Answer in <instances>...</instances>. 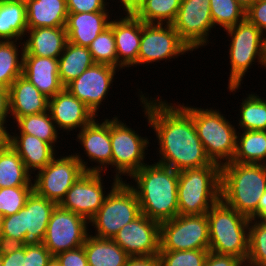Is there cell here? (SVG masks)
Masks as SVG:
<instances>
[{
  "label": "cell",
  "instance_id": "cell-39",
  "mask_svg": "<svg viewBox=\"0 0 266 266\" xmlns=\"http://www.w3.org/2000/svg\"><path fill=\"white\" fill-rule=\"evenodd\" d=\"M88 49L95 63L108 64L117 68L115 37L110 26L91 42Z\"/></svg>",
  "mask_w": 266,
  "mask_h": 266
},
{
  "label": "cell",
  "instance_id": "cell-11",
  "mask_svg": "<svg viewBox=\"0 0 266 266\" xmlns=\"http://www.w3.org/2000/svg\"><path fill=\"white\" fill-rule=\"evenodd\" d=\"M209 249L207 214L177 215L160 223V251Z\"/></svg>",
  "mask_w": 266,
  "mask_h": 266
},
{
  "label": "cell",
  "instance_id": "cell-53",
  "mask_svg": "<svg viewBox=\"0 0 266 266\" xmlns=\"http://www.w3.org/2000/svg\"><path fill=\"white\" fill-rule=\"evenodd\" d=\"M47 266H61L58 260L55 257L48 262Z\"/></svg>",
  "mask_w": 266,
  "mask_h": 266
},
{
  "label": "cell",
  "instance_id": "cell-32",
  "mask_svg": "<svg viewBox=\"0 0 266 266\" xmlns=\"http://www.w3.org/2000/svg\"><path fill=\"white\" fill-rule=\"evenodd\" d=\"M181 0H139L130 11L144 23L172 24Z\"/></svg>",
  "mask_w": 266,
  "mask_h": 266
},
{
  "label": "cell",
  "instance_id": "cell-25",
  "mask_svg": "<svg viewBox=\"0 0 266 266\" xmlns=\"http://www.w3.org/2000/svg\"><path fill=\"white\" fill-rule=\"evenodd\" d=\"M29 39L24 41L23 56L58 59L68 42L65 27H38L28 29Z\"/></svg>",
  "mask_w": 266,
  "mask_h": 266
},
{
  "label": "cell",
  "instance_id": "cell-55",
  "mask_svg": "<svg viewBox=\"0 0 266 266\" xmlns=\"http://www.w3.org/2000/svg\"><path fill=\"white\" fill-rule=\"evenodd\" d=\"M1 223H2V216L0 214V232H1Z\"/></svg>",
  "mask_w": 266,
  "mask_h": 266
},
{
  "label": "cell",
  "instance_id": "cell-2",
  "mask_svg": "<svg viewBox=\"0 0 266 266\" xmlns=\"http://www.w3.org/2000/svg\"><path fill=\"white\" fill-rule=\"evenodd\" d=\"M131 178L137 185L135 191L141 213L151 220L162 223L179 215V172L162 164L144 165Z\"/></svg>",
  "mask_w": 266,
  "mask_h": 266
},
{
  "label": "cell",
  "instance_id": "cell-15",
  "mask_svg": "<svg viewBox=\"0 0 266 266\" xmlns=\"http://www.w3.org/2000/svg\"><path fill=\"white\" fill-rule=\"evenodd\" d=\"M172 25L191 51L206 45L209 32L214 28L210 0H181Z\"/></svg>",
  "mask_w": 266,
  "mask_h": 266
},
{
  "label": "cell",
  "instance_id": "cell-27",
  "mask_svg": "<svg viewBox=\"0 0 266 266\" xmlns=\"http://www.w3.org/2000/svg\"><path fill=\"white\" fill-rule=\"evenodd\" d=\"M27 28L65 27L66 0H26Z\"/></svg>",
  "mask_w": 266,
  "mask_h": 266
},
{
  "label": "cell",
  "instance_id": "cell-51",
  "mask_svg": "<svg viewBox=\"0 0 266 266\" xmlns=\"http://www.w3.org/2000/svg\"><path fill=\"white\" fill-rule=\"evenodd\" d=\"M120 2L125 10H130L138 2V0H120Z\"/></svg>",
  "mask_w": 266,
  "mask_h": 266
},
{
  "label": "cell",
  "instance_id": "cell-49",
  "mask_svg": "<svg viewBox=\"0 0 266 266\" xmlns=\"http://www.w3.org/2000/svg\"><path fill=\"white\" fill-rule=\"evenodd\" d=\"M125 266H161L159 255L129 257Z\"/></svg>",
  "mask_w": 266,
  "mask_h": 266
},
{
  "label": "cell",
  "instance_id": "cell-37",
  "mask_svg": "<svg viewBox=\"0 0 266 266\" xmlns=\"http://www.w3.org/2000/svg\"><path fill=\"white\" fill-rule=\"evenodd\" d=\"M210 12L214 27L225 29L246 18V10L236 0H210Z\"/></svg>",
  "mask_w": 266,
  "mask_h": 266
},
{
  "label": "cell",
  "instance_id": "cell-28",
  "mask_svg": "<svg viewBox=\"0 0 266 266\" xmlns=\"http://www.w3.org/2000/svg\"><path fill=\"white\" fill-rule=\"evenodd\" d=\"M83 246L88 266H125L129 258L126 252L109 238L88 234Z\"/></svg>",
  "mask_w": 266,
  "mask_h": 266
},
{
  "label": "cell",
  "instance_id": "cell-29",
  "mask_svg": "<svg viewBox=\"0 0 266 266\" xmlns=\"http://www.w3.org/2000/svg\"><path fill=\"white\" fill-rule=\"evenodd\" d=\"M26 2L0 1V41H17L27 35Z\"/></svg>",
  "mask_w": 266,
  "mask_h": 266
},
{
  "label": "cell",
  "instance_id": "cell-40",
  "mask_svg": "<svg viewBox=\"0 0 266 266\" xmlns=\"http://www.w3.org/2000/svg\"><path fill=\"white\" fill-rule=\"evenodd\" d=\"M33 186L0 188V214L6 217L17 213L25 206Z\"/></svg>",
  "mask_w": 266,
  "mask_h": 266
},
{
  "label": "cell",
  "instance_id": "cell-7",
  "mask_svg": "<svg viewBox=\"0 0 266 266\" xmlns=\"http://www.w3.org/2000/svg\"><path fill=\"white\" fill-rule=\"evenodd\" d=\"M183 107L192 115L198 137L210 161L220 166L231 162L236 151L237 132L230 121L212 108Z\"/></svg>",
  "mask_w": 266,
  "mask_h": 266
},
{
  "label": "cell",
  "instance_id": "cell-5",
  "mask_svg": "<svg viewBox=\"0 0 266 266\" xmlns=\"http://www.w3.org/2000/svg\"><path fill=\"white\" fill-rule=\"evenodd\" d=\"M57 204L34 191L17 213L2 217L0 245L23 246L41 244L47 225Z\"/></svg>",
  "mask_w": 266,
  "mask_h": 266
},
{
  "label": "cell",
  "instance_id": "cell-1",
  "mask_svg": "<svg viewBox=\"0 0 266 266\" xmlns=\"http://www.w3.org/2000/svg\"><path fill=\"white\" fill-rule=\"evenodd\" d=\"M140 97L149 126L154 129L159 141L161 159L157 163L178 172L203 166H220L207 157L192 115L183 105L172 106L159 98L151 101L144 95Z\"/></svg>",
  "mask_w": 266,
  "mask_h": 266
},
{
  "label": "cell",
  "instance_id": "cell-46",
  "mask_svg": "<svg viewBox=\"0 0 266 266\" xmlns=\"http://www.w3.org/2000/svg\"><path fill=\"white\" fill-rule=\"evenodd\" d=\"M246 18L264 33L266 31V0H257L246 10Z\"/></svg>",
  "mask_w": 266,
  "mask_h": 266
},
{
  "label": "cell",
  "instance_id": "cell-47",
  "mask_svg": "<svg viewBox=\"0 0 266 266\" xmlns=\"http://www.w3.org/2000/svg\"><path fill=\"white\" fill-rule=\"evenodd\" d=\"M244 262L231 255H220L209 251L203 266H244Z\"/></svg>",
  "mask_w": 266,
  "mask_h": 266
},
{
  "label": "cell",
  "instance_id": "cell-19",
  "mask_svg": "<svg viewBox=\"0 0 266 266\" xmlns=\"http://www.w3.org/2000/svg\"><path fill=\"white\" fill-rule=\"evenodd\" d=\"M48 111L57 127L67 131L82 129L97 117L66 88L49 99Z\"/></svg>",
  "mask_w": 266,
  "mask_h": 266
},
{
  "label": "cell",
  "instance_id": "cell-22",
  "mask_svg": "<svg viewBox=\"0 0 266 266\" xmlns=\"http://www.w3.org/2000/svg\"><path fill=\"white\" fill-rule=\"evenodd\" d=\"M22 76L49 99L65 88L59 77L58 59L51 57L23 56Z\"/></svg>",
  "mask_w": 266,
  "mask_h": 266
},
{
  "label": "cell",
  "instance_id": "cell-33",
  "mask_svg": "<svg viewBox=\"0 0 266 266\" xmlns=\"http://www.w3.org/2000/svg\"><path fill=\"white\" fill-rule=\"evenodd\" d=\"M236 135V151L231 162L266 164V137L264 131H244ZM240 137V138H239Z\"/></svg>",
  "mask_w": 266,
  "mask_h": 266
},
{
  "label": "cell",
  "instance_id": "cell-54",
  "mask_svg": "<svg viewBox=\"0 0 266 266\" xmlns=\"http://www.w3.org/2000/svg\"><path fill=\"white\" fill-rule=\"evenodd\" d=\"M6 143V135L0 130V145H4Z\"/></svg>",
  "mask_w": 266,
  "mask_h": 266
},
{
  "label": "cell",
  "instance_id": "cell-21",
  "mask_svg": "<svg viewBox=\"0 0 266 266\" xmlns=\"http://www.w3.org/2000/svg\"><path fill=\"white\" fill-rule=\"evenodd\" d=\"M95 120L94 118L80 130L77 139H79L89 159L100 164L97 167L90 168V172L101 173L105 172L106 168L104 167L111 165L110 120L105 119L101 124Z\"/></svg>",
  "mask_w": 266,
  "mask_h": 266
},
{
  "label": "cell",
  "instance_id": "cell-38",
  "mask_svg": "<svg viewBox=\"0 0 266 266\" xmlns=\"http://www.w3.org/2000/svg\"><path fill=\"white\" fill-rule=\"evenodd\" d=\"M246 263L247 264H245V266H266V221L265 220L257 221V219H250L249 252L246 259Z\"/></svg>",
  "mask_w": 266,
  "mask_h": 266
},
{
  "label": "cell",
  "instance_id": "cell-26",
  "mask_svg": "<svg viewBox=\"0 0 266 266\" xmlns=\"http://www.w3.org/2000/svg\"><path fill=\"white\" fill-rule=\"evenodd\" d=\"M6 142L20 156L29 172L43 169L56 155L49 143L26 133L19 136L7 133Z\"/></svg>",
  "mask_w": 266,
  "mask_h": 266
},
{
  "label": "cell",
  "instance_id": "cell-13",
  "mask_svg": "<svg viewBox=\"0 0 266 266\" xmlns=\"http://www.w3.org/2000/svg\"><path fill=\"white\" fill-rule=\"evenodd\" d=\"M87 223L85 217L57 205L51 214L42 243L53 257L79 248L84 245L89 234Z\"/></svg>",
  "mask_w": 266,
  "mask_h": 266
},
{
  "label": "cell",
  "instance_id": "cell-24",
  "mask_svg": "<svg viewBox=\"0 0 266 266\" xmlns=\"http://www.w3.org/2000/svg\"><path fill=\"white\" fill-rule=\"evenodd\" d=\"M108 15L107 11L68 13L65 25L68 42L89 47L91 42L109 27Z\"/></svg>",
  "mask_w": 266,
  "mask_h": 266
},
{
  "label": "cell",
  "instance_id": "cell-41",
  "mask_svg": "<svg viewBox=\"0 0 266 266\" xmlns=\"http://www.w3.org/2000/svg\"><path fill=\"white\" fill-rule=\"evenodd\" d=\"M209 249L159 251L161 266H203Z\"/></svg>",
  "mask_w": 266,
  "mask_h": 266
},
{
  "label": "cell",
  "instance_id": "cell-42",
  "mask_svg": "<svg viewBox=\"0 0 266 266\" xmlns=\"http://www.w3.org/2000/svg\"><path fill=\"white\" fill-rule=\"evenodd\" d=\"M52 257L53 256L43 243L25 246L23 266H47Z\"/></svg>",
  "mask_w": 266,
  "mask_h": 266
},
{
  "label": "cell",
  "instance_id": "cell-34",
  "mask_svg": "<svg viewBox=\"0 0 266 266\" xmlns=\"http://www.w3.org/2000/svg\"><path fill=\"white\" fill-rule=\"evenodd\" d=\"M14 42L17 41H0V87L5 89H9L23 71L24 43H21L23 49L19 60V50Z\"/></svg>",
  "mask_w": 266,
  "mask_h": 266
},
{
  "label": "cell",
  "instance_id": "cell-45",
  "mask_svg": "<svg viewBox=\"0 0 266 266\" xmlns=\"http://www.w3.org/2000/svg\"><path fill=\"white\" fill-rule=\"evenodd\" d=\"M55 258L61 266H88L84 246L59 253Z\"/></svg>",
  "mask_w": 266,
  "mask_h": 266
},
{
  "label": "cell",
  "instance_id": "cell-50",
  "mask_svg": "<svg viewBox=\"0 0 266 266\" xmlns=\"http://www.w3.org/2000/svg\"><path fill=\"white\" fill-rule=\"evenodd\" d=\"M257 219L266 221V191L263 193L258 203Z\"/></svg>",
  "mask_w": 266,
  "mask_h": 266
},
{
  "label": "cell",
  "instance_id": "cell-14",
  "mask_svg": "<svg viewBox=\"0 0 266 266\" xmlns=\"http://www.w3.org/2000/svg\"><path fill=\"white\" fill-rule=\"evenodd\" d=\"M144 23L141 21V41L137 64H148L171 59L190 48L181 40L172 24Z\"/></svg>",
  "mask_w": 266,
  "mask_h": 266
},
{
  "label": "cell",
  "instance_id": "cell-4",
  "mask_svg": "<svg viewBox=\"0 0 266 266\" xmlns=\"http://www.w3.org/2000/svg\"><path fill=\"white\" fill-rule=\"evenodd\" d=\"M206 214L209 222V251L235 256L246 264L250 219L221 199Z\"/></svg>",
  "mask_w": 266,
  "mask_h": 266
},
{
  "label": "cell",
  "instance_id": "cell-20",
  "mask_svg": "<svg viewBox=\"0 0 266 266\" xmlns=\"http://www.w3.org/2000/svg\"><path fill=\"white\" fill-rule=\"evenodd\" d=\"M124 11L125 17L109 24L115 37L118 69L131 67L137 62L141 41V20L130 10Z\"/></svg>",
  "mask_w": 266,
  "mask_h": 266
},
{
  "label": "cell",
  "instance_id": "cell-17",
  "mask_svg": "<svg viewBox=\"0 0 266 266\" xmlns=\"http://www.w3.org/2000/svg\"><path fill=\"white\" fill-rule=\"evenodd\" d=\"M117 68L108 64L94 63L65 88L94 114L110 89Z\"/></svg>",
  "mask_w": 266,
  "mask_h": 266
},
{
  "label": "cell",
  "instance_id": "cell-18",
  "mask_svg": "<svg viewBox=\"0 0 266 266\" xmlns=\"http://www.w3.org/2000/svg\"><path fill=\"white\" fill-rule=\"evenodd\" d=\"M101 176L100 172L82 174L67 191L59 206L89 221L99 211L106 198Z\"/></svg>",
  "mask_w": 266,
  "mask_h": 266
},
{
  "label": "cell",
  "instance_id": "cell-16",
  "mask_svg": "<svg viewBox=\"0 0 266 266\" xmlns=\"http://www.w3.org/2000/svg\"><path fill=\"white\" fill-rule=\"evenodd\" d=\"M112 240L129 257L158 255L160 251V223L144 214L123 226Z\"/></svg>",
  "mask_w": 266,
  "mask_h": 266
},
{
  "label": "cell",
  "instance_id": "cell-43",
  "mask_svg": "<svg viewBox=\"0 0 266 266\" xmlns=\"http://www.w3.org/2000/svg\"><path fill=\"white\" fill-rule=\"evenodd\" d=\"M2 266H23L25 259V246L0 245Z\"/></svg>",
  "mask_w": 266,
  "mask_h": 266
},
{
  "label": "cell",
  "instance_id": "cell-30",
  "mask_svg": "<svg viewBox=\"0 0 266 266\" xmlns=\"http://www.w3.org/2000/svg\"><path fill=\"white\" fill-rule=\"evenodd\" d=\"M94 63L88 47L67 42L63 53L58 58L61 83L66 86Z\"/></svg>",
  "mask_w": 266,
  "mask_h": 266
},
{
  "label": "cell",
  "instance_id": "cell-8",
  "mask_svg": "<svg viewBox=\"0 0 266 266\" xmlns=\"http://www.w3.org/2000/svg\"><path fill=\"white\" fill-rule=\"evenodd\" d=\"M225 30L232 37L229 49L231 69L228 89L236 92L247 69L256 58L259 64L266 67V37L264 38L263 32L247 18Z\"/></svg>",
  "mask_w": 266,
  "mask_h": 266
},
{
  "label": "cell",
  "instance_id": "cell-48",
  "mask_svg": "<svg viewBox=\"0 0 266 266\" xmlns=\"http://www.w3.org/2000/svg\"><path fill=\"white\" fill-rule=\"evenodd\" d=\"M7 114H10L9 110V89L0 87V130L6 135L8 132L4 123H6Z\"/></svg>",
  "mask_w": 266,
  "mask_h": 266
},
{
  "label": "cell",
  "instance_id": "cell-35",
  "mask_svg": "<svg viewBox=\"0 0 266 266\" xmlns=\"http://www.w3.org/2000/svg\"><path fill=\"white\" fill-rule=\"evenodd\" d=\"M15 121L17 122L19 133L36 136L44 142L49 143L53 148L55 147L53 144L57 142L58 131L48 111L19 117Z\"/></svg>",
  "mask_w": 266,
  "mask_h": 266
},
{
  "label": "cell",
  "instance_id": "cell-52",
  "mask_svg": "<svg viewBox=\"0 0 266 266\" xmlns=\"http://www.w3.org/2000/svg\"><path fill=\"white\" fill-rule=\"evenodd\" d=\"M245 10L249 9L257 0H236Z\"/></svg>",
  "mask_w": 266,
  "mask_h": 266
},
{
  "label": "cell",
  "instance_id": "cell-9",
  "mask_svg": "<svg viewBox=\"0 0 266 266\" xmlns=\"http://www.w3.org/2000/svg\"><path fill=\"white\" fill-rule=\"evenodd\" d=\"M124 182L114 178L110 193L106 195L99 211L89 220L96 227L95 237L112 239L123 226L141 214L135 191Z\"/></svg>",
  "mask_w": 266,
  "mask_h": 266
},
{
  "label": "cell",
  "instance_id": "cell-44",
  "mask_svg": "<svg viewBox=\"0 0 266 266\" xmlns=\"http://www.w3.org/2000/svg\"><path fill=\"white\" fill-rule=\"evenodd\" d=\"M105 0H66L68 13L107 11Z\"/></svg>",
  "mask_w": 266,
  "mask_h": 266
},
{
  "label": "cell",
  "instance_id": "cell-10",
  "mask_svg": "<svg viewBox=\"0 0 266 266\" xmlns=\"http://www.w3.org/2000/svg\"><path fill=\"white\" fill-rule=\"evenodd\" d=\"M87 163L80 155L54 157L49 164L39 170L34 180L33 191L41 197L55 202L57 205L66 196L67 191L85 172H90Z\"/></svg>",
  "mask_w": 266,
  "mask_h": 266
},
{
  "label": "cell",
  "instance_id": "cell-23",
  "mask_svg": "<svg viewBox=\"0 0 266 266\" xmlns=\"http://www.w3.org/2000/svg\"><path fill=\"white\" fill-rule=\"evenodd\" d=\"M48 101L49 98L22 75L9 87V110L14 120L48 111Z\"/></svg>",
  "mask_w": 266,
  "mask_h": 266
},
{
  "label": "cell",
  "instance_id": "cell-12",
  "mask_svg": "<svg viewBox=\"0 0 266 266\" xmlns=\"http://www.w3.org/2000/svg\"><path fill=\"white\" fill-rule=\"evenodd\" d=\"M110 140H111V166L116 167V178L119 181L121 175L132 176L140 168L146 165L143 161L145 150L149 141L139 136L132 128L118 121L117 117L110 119ZM120 174V175H119Z\"/></svg>",
  "mask_w": 266,
  "mask_h": 266
},
{
  "label": "cell",
  "instance_id": "cell-3",
  "mask_svg": "<svg viewBox=\"0 0 266 266\" xmlns=\"http://www.w3.org/2000/svg\"><path fill=\"white\" fill-rule=\"evenodd\" d=\"M266 191V164L229 162L221 166L220 199L241 215L257 219Z\"/></svg>",
  "mask_w": 266,
  "mask_h": 266
},
{
  "label": "cell",
  "instance_id": "cell-31",
  "mask_svg": "<svg viewBox=\"0 0 266 266\" xmlns=\"http://www.w3.org/2000/svg\"><path fill=\"white\" fill-rule=\"evenodd\" d=\"M29 173L20 156L6 142L0 148V188L33 186Z\"/></svg>",
  "mask_w": 266,
  "mask_h": 266
},
{
  "label": "cell",
  "instance_id": "cell-6",
  "mask_svg": "<svg viewBox=\"0 0 266 266\" xmlns=\"http://www.w3.org/2000/svg\"><path fill=\"white\" fill-rule=\"evenodd\" d=\"M221 166H203L179 172V215H202L220 200Z\"/></svg>",
  "mask_w": 266,
  "mask_h": 266
},
{
  "label": "cell",
  "instance_id": "cell-36",
  "mask_svg": "<svg viewBox=\"0 0 266 266\" xmlns=\"http://www.w3.org/2000/svg\"><path fill=\"white\" fill-rule=\"evenodd\" d=\"M249 96V97H248ZM241 103L239 126L243 131L266 130V99L249 94Z\"/></svg>",
  "mask_w": 266,
  "mask_h": 266
}]
</instances>
